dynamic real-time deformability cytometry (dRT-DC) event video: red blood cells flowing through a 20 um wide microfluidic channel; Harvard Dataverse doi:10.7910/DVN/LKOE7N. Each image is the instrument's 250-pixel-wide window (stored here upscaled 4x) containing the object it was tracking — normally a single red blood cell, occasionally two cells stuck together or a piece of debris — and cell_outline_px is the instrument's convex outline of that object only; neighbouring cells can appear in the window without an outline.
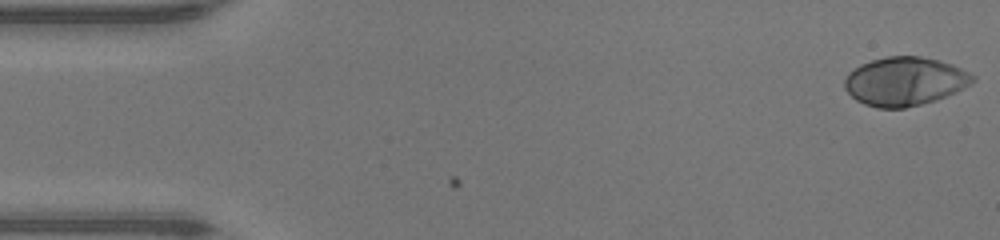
{"species": "human", "species_latin": "Homo sapiens", "temperature_condition": "warm", "stored_images_in_passage": 47, "camera_frame_rate_fps": 3000, "um_per_image_px": 0.085, "donor": {"sex": "male"}, "frame": {"image": 1, "passage_image": 1, "time_ms": 0.0, "image_size_px": [1000, 240], "cell_outline_px": [[976, 80], [964, 88], [956, 92], [936, 100], [904, 108], [876, 108], [864, 104], [856, 100], [844, 88], [844, 80], [848, 72], [860, 64], [872, 60], [888, 56], [920, 56], [952, 64], [976, 76]], "centroid_in_image_um": [76.89, 6.92], "position_along_channel_um": 8.1, "area_um2": 36.36}}
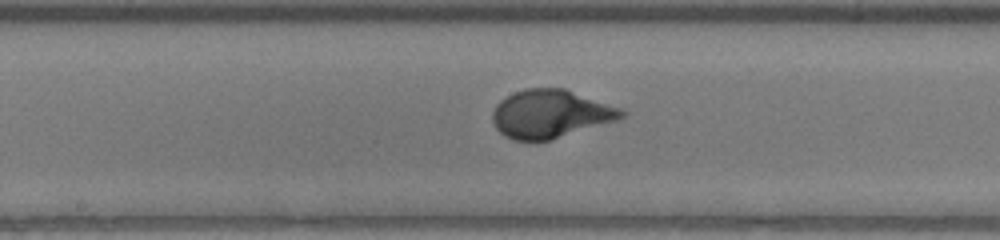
{"frame": {"image": 2, "passage_image": 24, "time_ms": 7.667, "image_size_px": [1000, 240], "cell_outline_px": [[628, 116], [620, 120], [548, 140], [512, 140], [504, 136], [496, 128], [492, 120], [492, 112], [496, 104], [500, 100], [524, 88], [564, 88], [620, 108], [628, 112]], "centroid_in_image_um": [46.81, 9.68], "position_along_channel_um": 201.4, "area_um2": 36.24}}
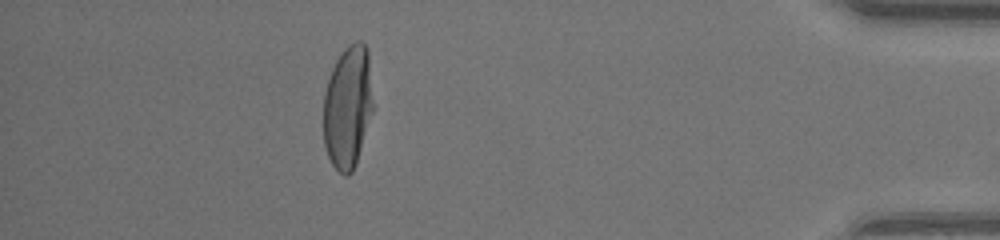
{"frame": {"image": 3, "passage_image": 42, "time_ms": 13.667, "image_size_px": [1000, 240], "cell_outline_px": [[372, 112], [356, 164], [352, 172], [348, 176], [344, 176], [332, 164], [328, 156], [324, 144], [324, 92], [332, 68], [340, 52], [348, 44], [356, 40], [360, 40], [368, 48], [372, 100]], "centroid_in_image_um": [29.55, 9.07], "position_along_channel_um": 405.6, "area_um2": 35.49}, "authors_computed_cell_mechanics": {"area_um2": 35.6048, "velocity_mm_per_s": 4.3386, "shape_relaxation_time_tau1_ms": 4.1011, "shape_relaxation_time_tau2_ms": null, "deformation_change_tau1": 0.2749, "deformation_change_tau2": null}}